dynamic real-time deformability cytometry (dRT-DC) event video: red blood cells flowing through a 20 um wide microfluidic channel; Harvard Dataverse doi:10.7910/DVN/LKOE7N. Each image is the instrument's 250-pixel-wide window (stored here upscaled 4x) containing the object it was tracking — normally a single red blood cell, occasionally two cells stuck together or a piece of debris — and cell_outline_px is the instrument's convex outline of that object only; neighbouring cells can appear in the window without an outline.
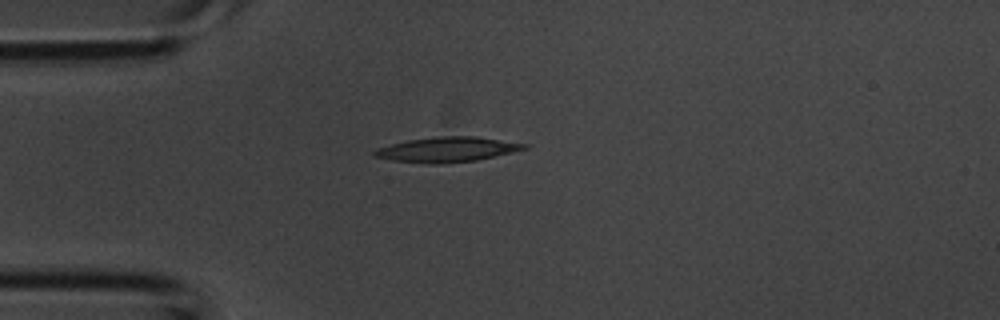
{"species": "common noctule bat (a hibernating species)", "species_latin": "Nyctalus noctula", "temperature_condition": "room temperature", "stored_images_in_passage": 1, "camera_frame_rate_fps": 3000, "um_per_image_px": 0.085, "animal": {"sex": "male", "body_mass_g": 20.1, "forearm_length_mm": 53.5}, "frame": {"image": 1, "passage_image": 1, "time_ms": 0.0, "image_size_px": [1000, 320], "cell_outline_px": [[528, 148], [512, 152], [476, 160], [440, 164], [428, 164], [392, 160], [372, 156], [372, 152], [376, 148], [408, 140], [436, 136], [476, 136], [528, 144]], "centroid_in_image_um": [37.98, 12.71], "position_along_channel_um": 47.0, "area_um2": 21.79}}